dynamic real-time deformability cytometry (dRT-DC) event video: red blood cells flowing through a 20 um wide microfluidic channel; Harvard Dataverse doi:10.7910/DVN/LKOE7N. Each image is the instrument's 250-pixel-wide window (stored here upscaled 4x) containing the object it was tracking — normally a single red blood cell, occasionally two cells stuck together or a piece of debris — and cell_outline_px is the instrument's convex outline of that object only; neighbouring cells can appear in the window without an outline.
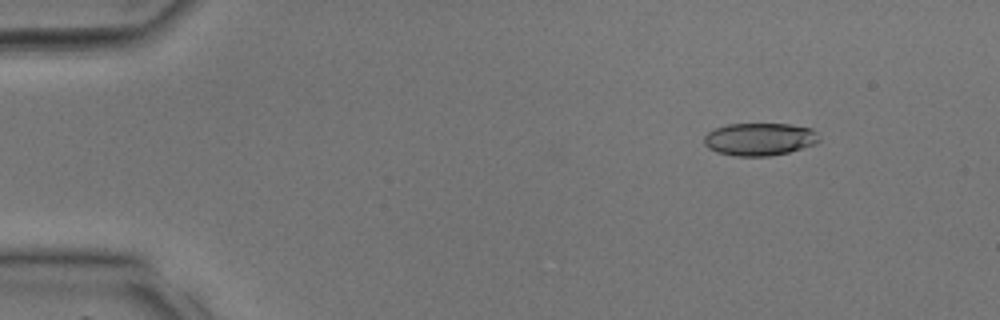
{"species": "common noctule bat (a hibernating species)", "species_latin": "Nyctalus noctula", "temperature_condition": "room temperature", "stored_images_in_passage": 33, "camera_frame_rate_fps": 3000, "um_per_image_px": 0.085, "animal": {"sex": "male", "body_mass_g": 17.9, "forearm_length_mm": 54.2}, "frame": {"image": 1, "passage_image": 3, "time_ms": 0.667, "image_size_px": [1000, 320], "cell_outline_px": [[820, 140], [816, 144], [788, 152], [772, 156], [732, 156], [716, 152], [708, 148], [704, 144], [704, 136], [708, 132], [716, 128], [728, 124], [788, 124], [812, 128], [820, 136]], "centroid_in_image_um": [64.57, 11.84], "position_along_channel_um": 20.4, "area_um2": 22.08}}
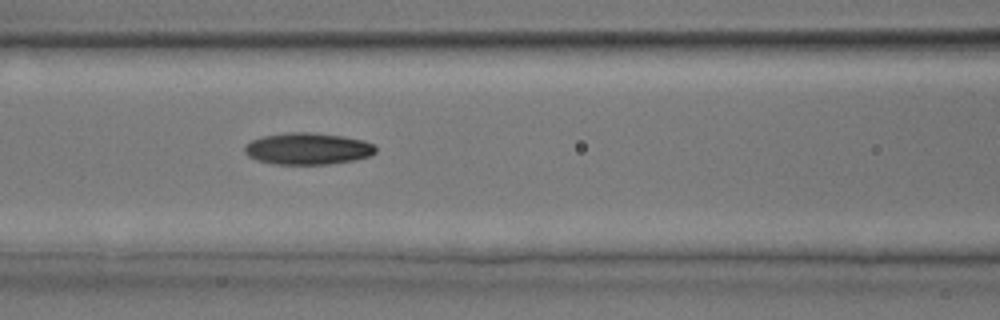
{"frame": {"image": 2, "passage_image": 14, "time_ms": 4.333, "image_size_px": [1000, 320], "cell_outline_px": [[376, 152], [368, 156], [356, 160], [328, 164], [272, 164], [256, 160], [248, 156], [244, 152], [244, 144], [260, 136], [288, 132], [312, 132], [344, 136], [364, 140], [376, 144]], "centroid_in_image_um": [26.15, 12.63], "position_along_channel_um": 140.5, "area_um2": 24.62}}
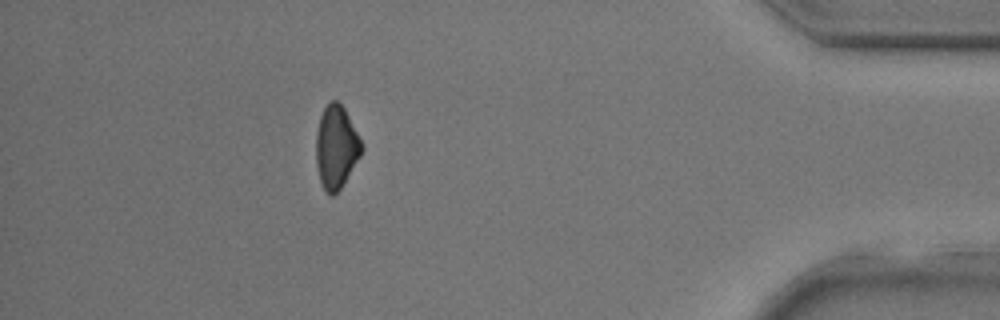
{"frame": {"image": 3, "passage_image": 30, "time_ms": 9.667, "image_size_px": [1000, 320], "cell_outline_px": [[364, 148], [360, 156], [340, 188], [332, 196], [324, 192], [320, 180], [316, 164], [316, 132], [320, 116], [324, 108], [332, 100], [336, 100], [344, 108], [364, 144]], "centroid_in_image_um": [28.57, 12.5], "position_along_channel_um": 406.6, "area_um2": 21.96}}